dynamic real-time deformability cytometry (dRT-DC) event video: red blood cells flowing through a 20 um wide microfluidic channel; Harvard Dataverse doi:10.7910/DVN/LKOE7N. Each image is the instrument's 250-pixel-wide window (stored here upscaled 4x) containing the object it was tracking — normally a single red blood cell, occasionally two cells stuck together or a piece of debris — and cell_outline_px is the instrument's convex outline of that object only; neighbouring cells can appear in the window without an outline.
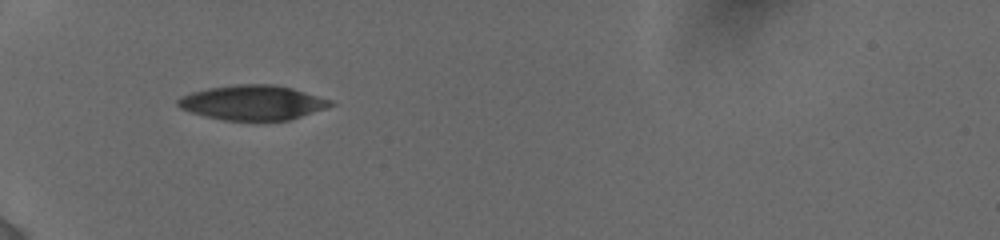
{"species": "human", "species_latin": "Homo sapiens", "temperature_condition": "cold", "stored_images_in_passage": 35, "camera_frame_rate_fps": 3000, "um_per_image_px": 0.085, "donor": {"sex": "female"}, "frame": {"image": 1, "passage_image": 3, "time_ms": 1.0, "image_size_px": [1000, 240], "cell_outline_px": [[336, 104], [328, 108], [288, 120], [264, 124], [224, 120], [204, 116], [180, 108], [176, 104], [176, 100], [192, 92], [208, 88], [236, 84], [276, 84], [292, 88], [332, 100]], "centroid_in_image_um": [21.52, 8.76], "position_along_channel_um": 63.5, "area_um2": 31.79}}
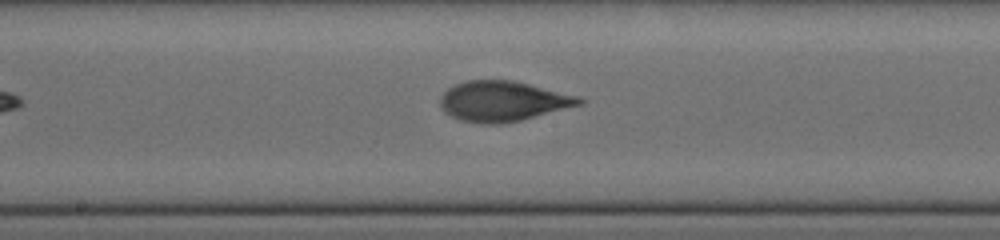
{"frame": {"image": 2, "passage_image": 14, "time_ms": 5.0, "image_size_px": [1000, 240], "cell_outline_px": [[584, 104], [520, 120], [500, 124], [480, 124], [460, 120], [444, 112], [440, 108], [440, 96], [448, 88], [464, 80], [512, 80], [580, 96], [584, 100]], "centroid_in_image_um": [42.73, 8.6], "position_along_channel_um": 205.5, "area_um2": 32.71}}
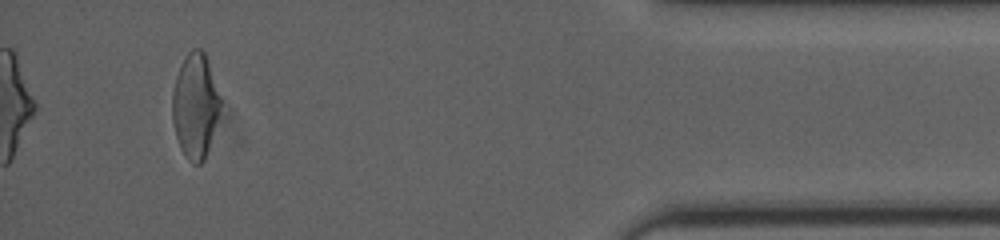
{"frame": {"image": 3, "passage_image": 29, "time_ms": 11.667, "image_size_px": [1000, 240], "cell_outline_px": [[224, 100], [204, 160], [200, 164], [192, 164], [184, 156], [180, 148], [176, 136], [172, 120], [172, 92], [176, 76], [180, 64], [184, 56], [192, 48], [200, 48], [204, 52]], "centroid_in_image_um": [16.61, 8.97], "position_along_channel_um": 418.6, "area_um2": 30.0}, "authors_computed_cell_mechanics": {"area_um2": 32.0212, "velocity_mm_per_s": 3.8843, "shape_relaxation_time_tau1_ms": 4.3096, "shape_relaxation_time_tau2_ms": 1.3246, "deformation_change_tau1": 0.1702, "deformation_change_tau2": 0.0805}}